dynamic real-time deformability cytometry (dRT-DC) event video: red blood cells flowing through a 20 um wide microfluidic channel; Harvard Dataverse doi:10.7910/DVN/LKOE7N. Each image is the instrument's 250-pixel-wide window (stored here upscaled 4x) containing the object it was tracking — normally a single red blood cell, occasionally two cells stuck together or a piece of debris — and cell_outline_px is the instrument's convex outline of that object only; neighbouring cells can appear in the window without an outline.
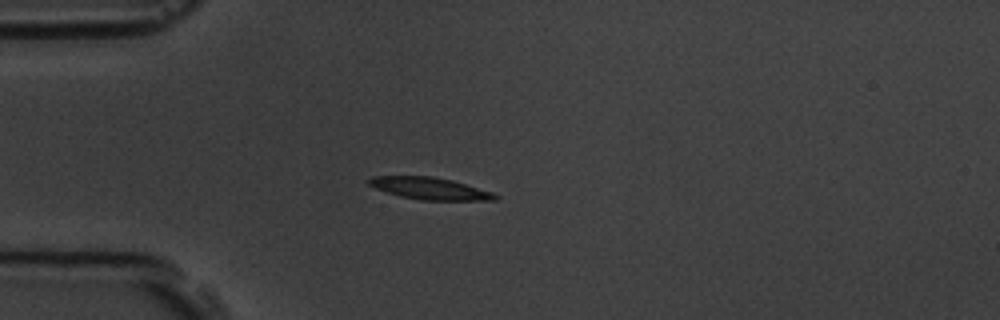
{"species": "common noctule bat (a hibernating species)", "species_latin": "Nyctalus noctula", "temperature_condition": "room temperature", "stored_images_in_passage": 4, "camera_frame_rate_fps": 3000, "um_per_image_px": 0.085, "animal": {"sex": "male", "body_mass_g": 19.5, "forearm_length_mm": 54.6}, "frame": {"image": 1, "passage_image": 4, "time_ms": 3.667, "image_size_px": [1000, 320], "cell_outline_px": [[500, 196], [496, 200], [420, 200], [400, 196], [376, 188], [368, 184], [364, 180], [372, 176], [432, 176], [452, 180], [492, 192]], "centroid_in_image_um": [36.51, 16.01], "position_along_channel_um": 48.5, "area_um2": 16.18}}